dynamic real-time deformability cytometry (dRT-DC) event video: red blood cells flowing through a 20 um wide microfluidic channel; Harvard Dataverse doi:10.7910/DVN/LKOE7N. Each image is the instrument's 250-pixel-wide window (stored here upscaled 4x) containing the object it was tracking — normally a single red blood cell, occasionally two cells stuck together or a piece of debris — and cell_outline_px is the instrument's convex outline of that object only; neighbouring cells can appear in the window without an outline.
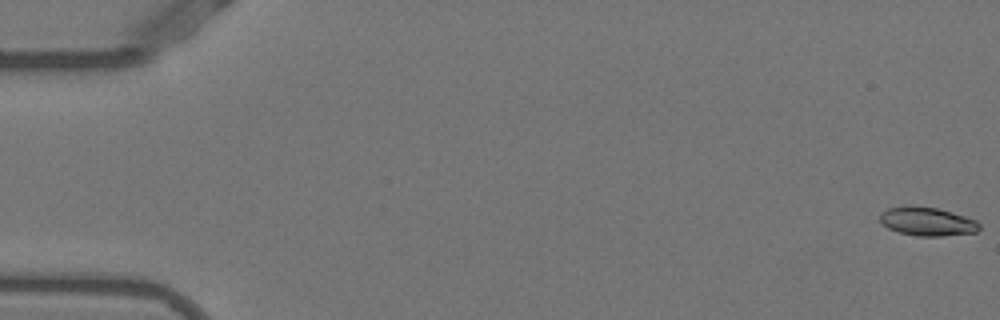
{"species": "Egyptian fruit bat (a non-hibernating species)", "species_latin": "Rousettus aegyptiacus", "temperature_condition": "warm", "stored_images_in_passage": 10, "camera_frame_rate_fps": 3000, "um_per_image_px": 0.085, "animal": {"sex": "female"}, "frame": {"image": 1, "passage_image": 1, "time_ms": 0.0, "image_size_px": [1000, 320], "cell_outline_px": [[980, 228], [976, 232], [940, 236], [916, 236], [900, 232], [888, 228], [880, 220], [880, 212], [888, 208], [904, 204], [908, 204], [936, 208], [952, 212], [976, 220], [980, 224]], "centroid_in_image_um": [78.79, 18.8], "position_along_channel_um": 6.2, "area_um2": 16.7}}